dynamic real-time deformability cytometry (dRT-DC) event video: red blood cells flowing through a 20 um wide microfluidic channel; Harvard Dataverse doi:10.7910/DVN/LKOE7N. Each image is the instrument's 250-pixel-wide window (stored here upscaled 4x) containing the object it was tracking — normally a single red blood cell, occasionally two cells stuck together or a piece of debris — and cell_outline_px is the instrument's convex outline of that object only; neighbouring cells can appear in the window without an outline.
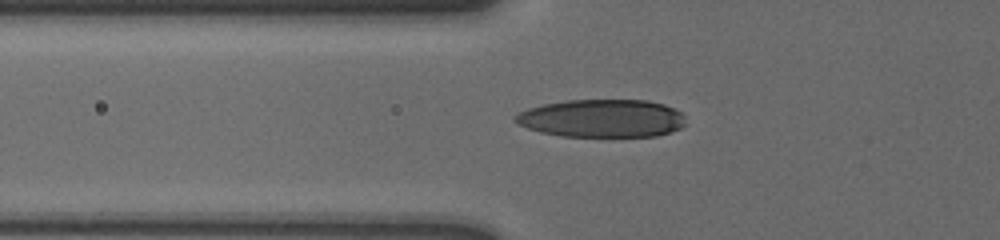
{"species": "human", "species_latin": "Homo sapiens", "temperature_condition": "cold", "stored_images_in_passage": 38, "camera_frame_rate_fps": 3000, "um_per_image_px": 0.085, "donor": {"sex": "male"}, "frame": {"image": 1, "passage_image": 2, "time_ms": 0.333, "image_size_px": [1000, 240], "cell_outline_px": [[684, 124], [680, 128], [656, 136], [560, 136], [540, 132], [516, 124], [516, 116], [520, 112], [528, 108], [544, 104], [568, 100], [648, 100], [664, 104], [680, 112], [684, 116]], "centroid_in_image_um": [51.16, 10.05], "position_along_channel_um": 74.6, "area_um2": 37.45}}
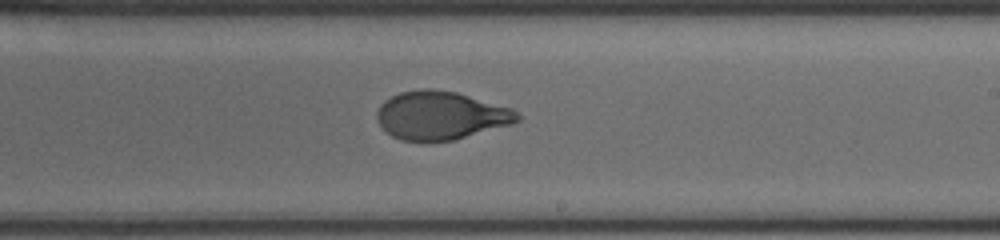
{"frame": {"image": 2, "passage_image": 17, "time_ms": 5.333, "image_size_px": [1000, 240], "cell_outline_px": [[520, 120], [512, 124], [452, 140], [400, 140], [392, 136], [376, 120], [376, 112], [380, 104], [384, 100], [400, 92], [424, 88], [428, 88], [456, 92], [512, 108], [520, 116]], "centroid_in_image_um": [37.45, 9.8], "position_along_channel_um": 251.6, "area_um2": 39.19}}
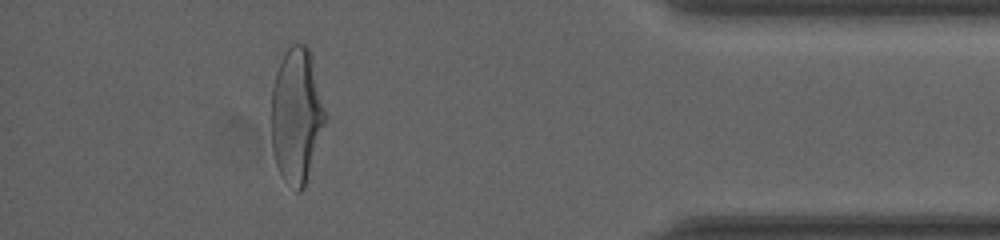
{"frame": {"image": 3, "passage_image": 33, "time_ms": 10.667, "image_size_px": [1000, 240], "cell_outline_px": [[328, 116], [304, 188], [300, 192], [296, 192], [280, 176], [276, 164], [272, 148], [272, 88], [276, 72], [280, 60], [284, 52], [292, 44], [304, 44], [312, 52]], "centroid_in_image_um": [25.23, 9.8], "position_along_channel_um": 410.0, "area_um2": 43.18}, "authors_computed_cell_mechanics": {"area_um2": 40.0554, "velocity_mm_per_s": 3.5805, "shape_relaxation_time_tau1_ms": 4.386, "shape_relaxation_time_tau2_ms": null, "deformation_change_tau1": 0.1799, "deformation_change_tau2": null}}